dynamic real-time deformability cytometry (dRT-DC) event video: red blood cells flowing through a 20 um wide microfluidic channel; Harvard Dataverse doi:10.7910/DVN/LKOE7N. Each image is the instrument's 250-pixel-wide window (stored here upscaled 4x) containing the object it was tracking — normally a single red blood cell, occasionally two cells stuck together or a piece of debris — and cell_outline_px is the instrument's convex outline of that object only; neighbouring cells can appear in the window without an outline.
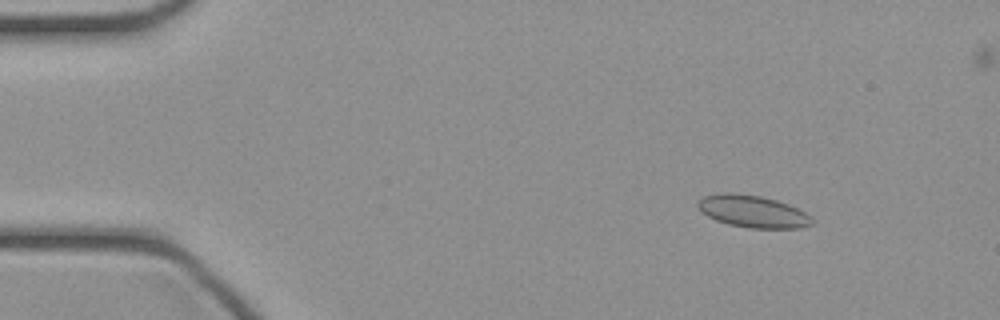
{"species": "common noctule bat (a hibernating species)", "species_latin": "Nyctalus noctula", "temperature_condition": "cold", "stored_images_in_passage": 41, "camera_frame_rate_fps": 3000, "um_per_image_px": 0.085, "animal": {"sex": "female", "body_mass_g": 21.9}, "frame": {"image": 1, "passage_image": 1, "time_ms": 0.0, "image_size_px": [1000, 320], "cell_outline_px": [[812, 224], [800, 228], [748, 228], [728, 224], [716, 220], [700, 212], [696, 204], [704, 196], [724, 192], [732, 192], [760, 196], [776, 200], [788, 204], [812, 216]], "centroid_in_image_um": [63.96, 17.97], "position_along_channel_um": 21.0, "area_um2": 21.39}}
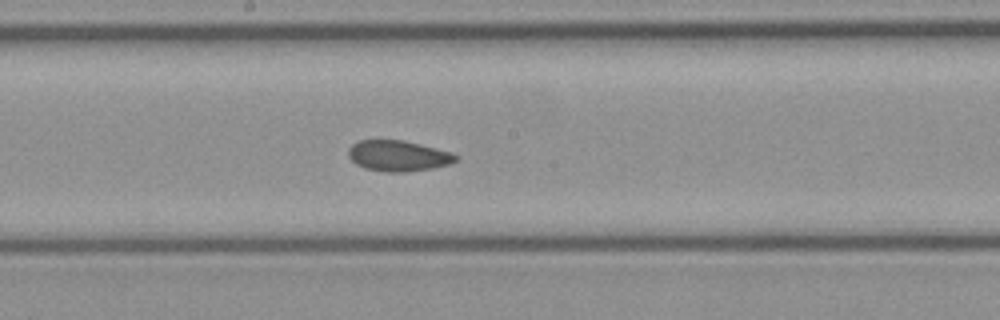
{"frame": {"image": 2, "passage_image": 20, "time_ms": 6.333, "image_size_px": [1000, 320], "cell_outline_px": [[460, 160], [448, 164], [432, 168], [404, 172], [384, 172], [364, 168], [356, 164], [348, 156], [348, 148], [352, 144], [360, 140], [404, 140], [452, 152], [460, 156]], "centroid_in_image_um": [33.86, 13.24], "position_along_channel_um": 214.3, "area_um2": 19.42}}
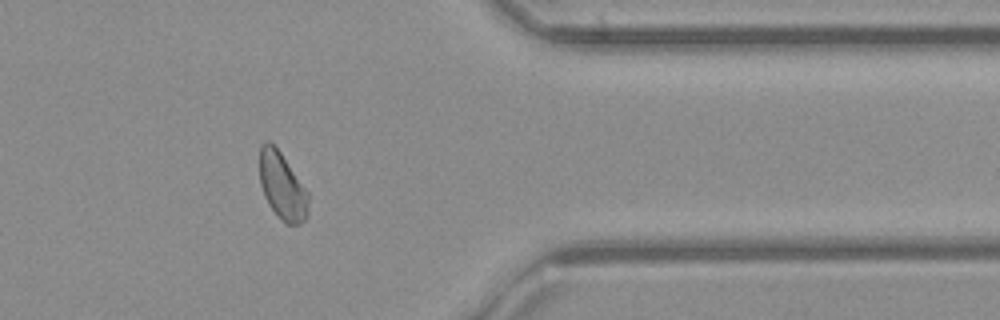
{"frame": {"image": 3, "passage_image": 33, "time_ms": 10.667, "image_size_px": [1000, 320], "cell_outline_px": [[308, 216], [300, 224], [288, 224], [268, 204], [264, 196], [260, 184], [260, 144], [264, 140], [268, 140], [280, 152], [308, 192]], "centroid_in_image_um": [23.98, 15.8], "position_along_channel_um": 387.4, "area_um2": 18.73}}